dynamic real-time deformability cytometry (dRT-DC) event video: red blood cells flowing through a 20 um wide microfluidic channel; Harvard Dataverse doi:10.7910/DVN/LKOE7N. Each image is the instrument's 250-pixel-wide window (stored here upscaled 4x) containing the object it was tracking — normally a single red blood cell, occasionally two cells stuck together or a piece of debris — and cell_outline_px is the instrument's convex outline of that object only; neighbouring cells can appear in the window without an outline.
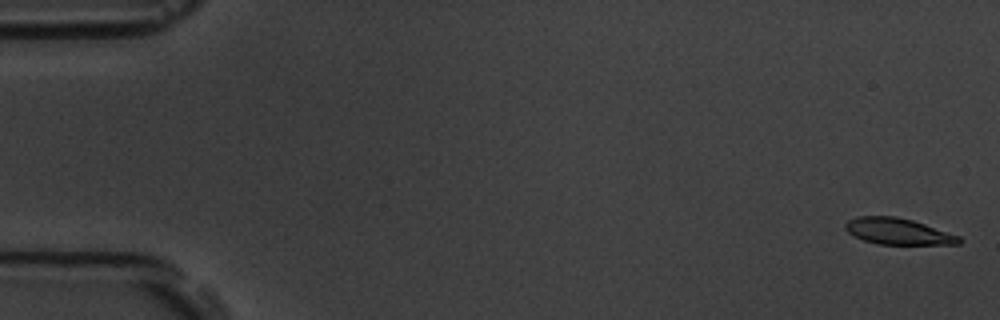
{"species": "common noctule bat (a hibernating species)", "species_latin": "Nyctalus noctula", "temperature_condition": "room temperature", "stored_images_in_passage": 5, "camera_frame_rate_fps": 3000, "um_per_image_px": 0.085, "animal": {"sex": "male", "body_mass_g": 19.5, "forearm_length_mm": 54.6}, "frame": {"image": 1, "passage_image": 1, "time_ms": 0.0, "image_size_px": [1000, 320], "cell_outline_px": [[964, 240], [960, 244], [880, 244], [864, 240], [848, 232], [844, 228], [844, 224], [848, 220], [856, 216], [896, 216], [912, 220], [960, 236]], "centroid_in_image_um": [76.34, 19.66], "position_along_channel_um": 8.7, "area_um2": 17.34}}
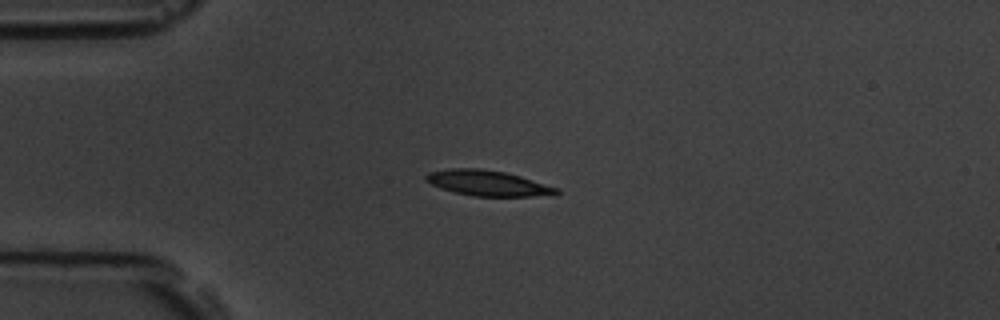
{"frame": {"image": 2, "passage_image": 4, "time_ms": 4.333, "image_size_px": [1000, 320], "cell_outline_px": [[560, 192], [532, 196], [472, 196], [452, 192], [440, 188], [424, 180], [424, 176], [428, 172], [452, 168], [480, 168], [504, 172], [520, 176], [560, 188]], "centroid_in_image_um": [41.4, 15.56], "position_along_channel_um": 43.6, "area_um2": 19.31}}